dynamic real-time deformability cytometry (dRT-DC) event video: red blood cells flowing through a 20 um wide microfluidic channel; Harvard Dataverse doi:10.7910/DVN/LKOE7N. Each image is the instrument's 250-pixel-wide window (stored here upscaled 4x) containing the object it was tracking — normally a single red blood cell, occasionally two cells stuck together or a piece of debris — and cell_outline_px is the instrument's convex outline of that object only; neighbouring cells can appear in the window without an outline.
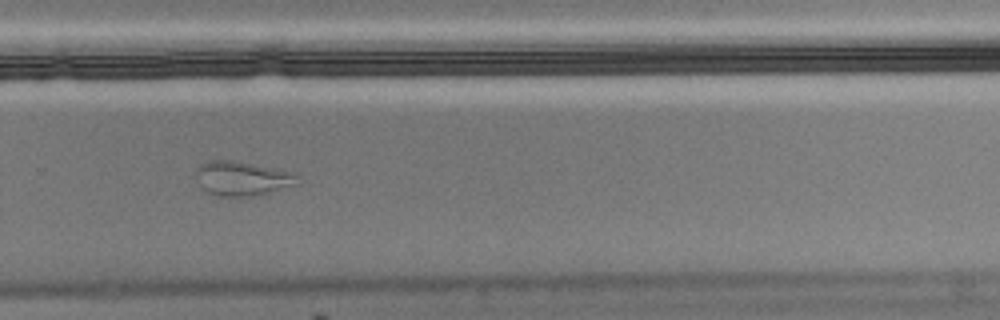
{"species": "Egyptian fruit bat (a non-hibernating species)", "species_latin": "Rousettus aegyptiacus", "temperature_condition": "cold", "stored_images_in_passage": 38, "camera_frame_rate_fps": 3000, "um_per_image_px": 0.085, "animal": {"sex": "male"}, "frame": {"image": 1, "passage_image": 38, "time_ms": 12.333, "image_size_px": [1000, 320], "cell_outline_px": [[300, 184], [256, 196], [216, 196], [208, 192], [200, 184], [196, 172], [196, 168], [200, 164], [208, 160], [232, 160], [280, 168], [296, 172]], "centroid_in_image_um": [20.66, 15.15], "position_along_channel_um": 309.1, "area_um2": 20.69}}